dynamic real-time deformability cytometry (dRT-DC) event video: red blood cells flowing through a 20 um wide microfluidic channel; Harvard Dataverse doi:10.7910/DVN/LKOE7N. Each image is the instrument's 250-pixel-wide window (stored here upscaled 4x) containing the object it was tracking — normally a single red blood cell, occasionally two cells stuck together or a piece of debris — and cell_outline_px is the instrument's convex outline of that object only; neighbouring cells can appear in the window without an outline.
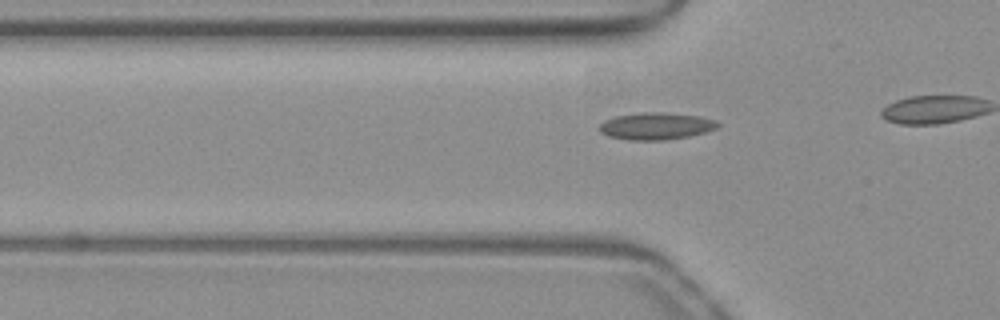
{"species": "common noctule bat (a hibernating species)", "species_latin": "Nyctalus noctula", "temperature_condition": "warm", "stored_images_in_passage": 9, "camera_frame_rate_fps": 3000, "um_per_image_px": 0.085, "animal": {"sex": "female", "body_mass_g": 19.3, "forearm_length_mm": 54.1}, "frame": {"image": 1, "passage_image": 6, "time_ms": 1.667, "image_size_px": [1000, 320], "cell_outline_px": [[720, 124], [716, 128], [704, 132], [688, 136], [668, 140], [628, 140], [608, 136], [600, 132], [596, 128], [604, 120], [616, 116], [644, 112], [668, 112], [700, 116], [716, 120]], "centroid_in_image_um": [55.74, 10.71], "position_along_channel_um": 70.1, "area_um2": 18.84}}